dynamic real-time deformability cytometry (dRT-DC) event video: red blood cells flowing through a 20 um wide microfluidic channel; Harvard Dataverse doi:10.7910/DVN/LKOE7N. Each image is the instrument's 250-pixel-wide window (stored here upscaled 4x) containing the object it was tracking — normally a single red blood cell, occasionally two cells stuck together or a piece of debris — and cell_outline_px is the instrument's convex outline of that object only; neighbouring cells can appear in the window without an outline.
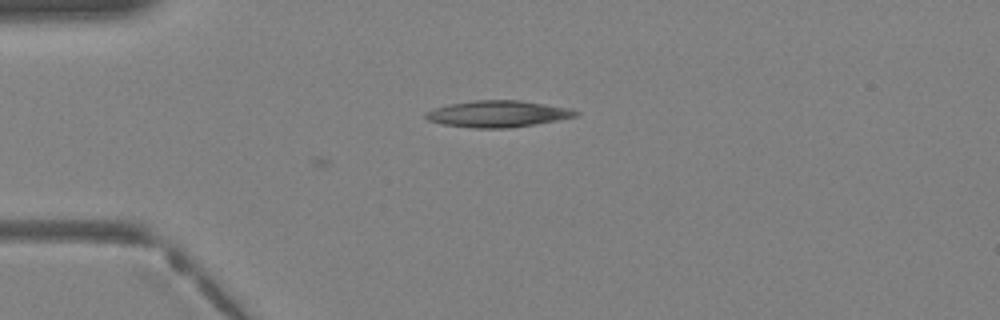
{"species": "Egyptian fruit bat (a non-hibernating species)", "species_latin": "Rousettus aegyptiacus", "temperature_condition": "warm", "stored_images_in_passage": 7, "camera_frame_rate_fps": 3000, "um_per_image_px": 0.085, "animal": {"sex": "female"}, "frame": {"image": 1, "passage_image": 7, "time_ms": 2.0, "image_size_px": [1000, 320], "cell_outline_px": [[580, 116], [536, 124], [508, 128], [472, 128], [444, 124], [428, 120], [424, 116], [424, 112], [448, 104], [476, 100], [520, 100], [568, 108], [580, 112]], "centroid_in_image_um": [42.33, 9.68], "position_along_channel_um": 42.7, "area_um2": 23.18}}